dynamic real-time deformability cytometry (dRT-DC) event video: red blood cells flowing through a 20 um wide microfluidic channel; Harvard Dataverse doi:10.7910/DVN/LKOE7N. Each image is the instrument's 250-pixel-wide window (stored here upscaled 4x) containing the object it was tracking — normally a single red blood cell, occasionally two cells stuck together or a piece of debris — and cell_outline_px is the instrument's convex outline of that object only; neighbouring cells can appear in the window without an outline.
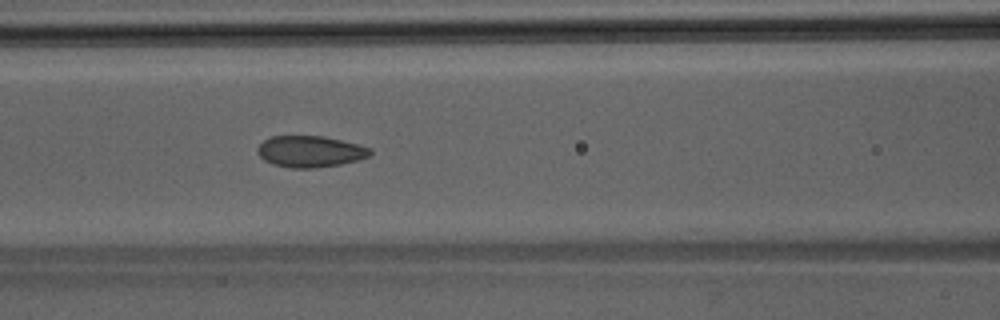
{"species": "Egyptian fruit bat (a non-hibernating species)", "species_latin": "Rousettus aegyptiacus", "temperature_condition": "room temperature", "stored_images_in_passage": 44, "camera_frame_rate_fps": 3000, "um_per_image_px": 0.085, "animal": {"sex": "male"}, "frame": {"image": 1, "passage_image": 18, "time_ms": 5.667, "image_size_px": [1000, 320], "cell_outline_px": [[372, 152], [368, 156], [360, 160], [340, 164], [316, 168], [292, 168], [272, 164], [264, 160], [256, 152], [256, 148], [264, 140], [272, 136], [324, 136], [360, 144], [372, 148]], "centroid_in_image_um": [26.38, 12.87], "position_along_channel_um": 140.2, "area_um2": 20.81}}
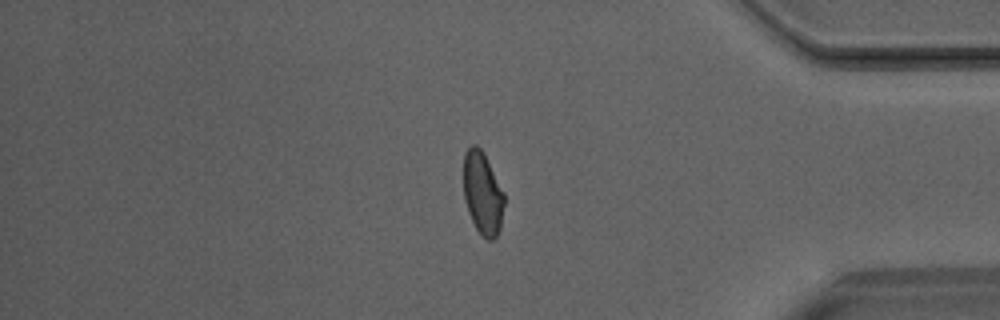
{"frame": {"image": 2, "passage_image": 37, "time_ms": 12.0, "image_size_px": [1000, 320], "cell_outline_px": [[504, 204], [500, 228], [496, 236], [492, 240], [488, 240], [476, 228], [468, 212], [464, 196], [464, 152], [472, 144], [476, 144], [484, 152], [504, 192]], "centroid_in_image_um": [41.02, 16.38], "position_along_channel_um": 394.2, "area_um2": 19.54}}
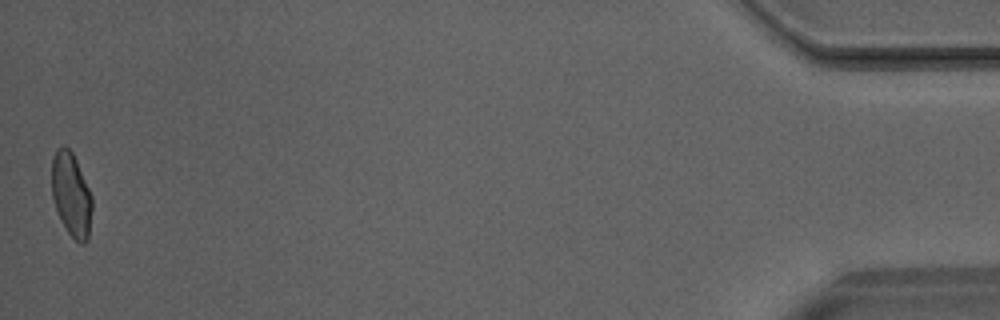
{"frame": {"image": 3, "passage_image": 44, "time_ms": 14.333, "image_size_px": [1000, 320], "cell_outline_px": [[92, 208], [88, 240], [84, 244], [80, 244], [68, 232], [60, 220], [52, 196], [52, 156], [56, 148], [64, 144], [72, 152], [76, 160], [92, 196]], "centroid_in_image_um": [6.05, 16.53], "position_along_channel_um": 429.1, "area_um2": 19.77}}